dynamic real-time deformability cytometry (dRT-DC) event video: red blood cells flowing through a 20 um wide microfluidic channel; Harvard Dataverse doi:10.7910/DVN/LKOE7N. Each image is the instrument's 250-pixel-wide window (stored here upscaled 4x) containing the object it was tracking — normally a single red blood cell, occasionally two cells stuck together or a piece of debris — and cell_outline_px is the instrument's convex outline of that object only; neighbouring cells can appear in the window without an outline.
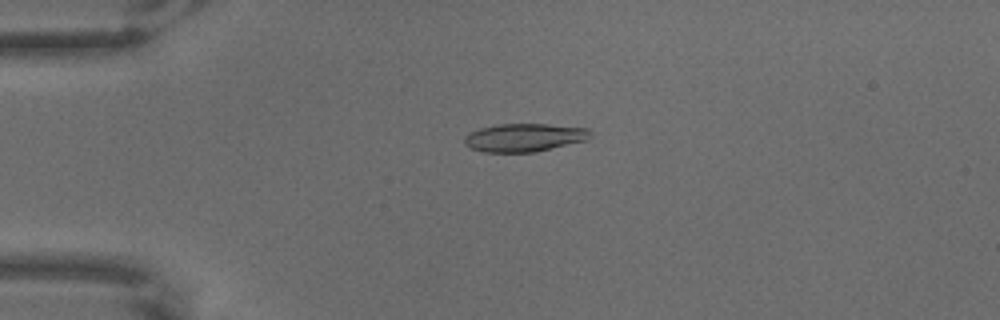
{"species": "common noctule bat (a hibernating species)", "species_latin": "Nyctalus noctula", "temperature_condition": "warm", "stored_images_in_passage": 64, "camera_frame_rate_fps": 3000, "um_per_image_px": 0.085, "animal": {"sex": "male", "body_mass_g": 18.8}, "frame": {"image": 1, "passage_image": 16, "time_ms": 5.0, "image_size_px": [1000, 320], "cell_outline_px": [[592, 136], [588, 140], [536, 152], [484, 152], [472, 148], [464, 144], [464, 136], [468, 132], [480, 128], [496, 124], [548, 124], [588, 128], [592, 132]], "centroid_in_image_um": [44.58, 11.69], "position_along_channel_um": 40.4, "area_um2": 20.92}}
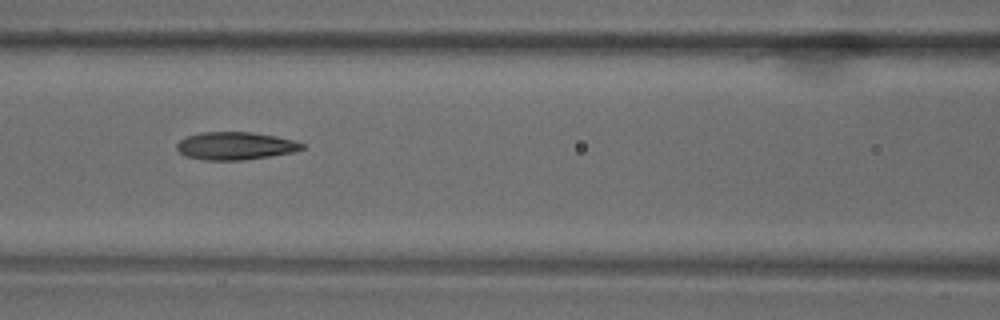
{"frame": {"image": 2, "passage_image": 29, "time_ms": 9.333, "image_size_px": [1000, 320], "cell_outline_px": [[304, 148], [292, 152], [268, 156], [240, 160], [204, 160], [184, 156], [176, 148], [176, 144], [180, 140], [188, 136], [200, 132], [252, 132], [276, 136], [296, 140], [304, 144]], "centroid_in_image_um": [19.99, 12.39], "position_along_channel_um": 146.6, "area_um2": 20.23}}
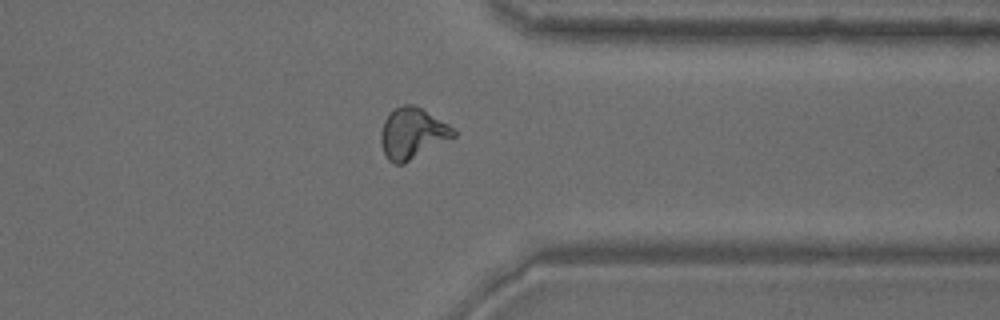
{"frame": {"image": 3, "passage_image": 51, "time_ms": 16.667, "image_size_px": [1000, 320], "cell_outline_px": [[456, 136], [404, 164], [396, 164], [388, 160], [384, 152], [380, 140], [380, 132], [384, 120], [396, 108], [404, 104], [412, 104], [420, 108], [448, 124], [456, 132]], "centroid_in_image_um": [35.04, 11.36], "position_along_channel_um": 376.4, "area_um2": 21.27}}